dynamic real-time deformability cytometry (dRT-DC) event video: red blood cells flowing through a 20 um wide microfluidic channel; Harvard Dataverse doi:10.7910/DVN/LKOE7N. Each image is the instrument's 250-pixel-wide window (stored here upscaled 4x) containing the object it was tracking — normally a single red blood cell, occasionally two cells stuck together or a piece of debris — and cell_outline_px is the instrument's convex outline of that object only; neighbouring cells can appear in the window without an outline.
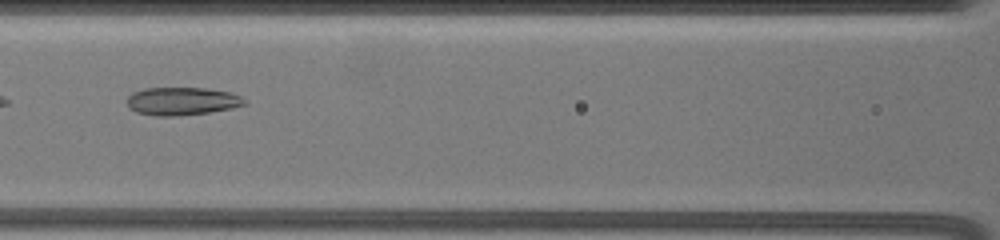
{"species": "common noctule bat (a hibernating species)", "species_latin": "Nyctalus noctula", "temperature_condition": "warm", "stored_images_in_passage": 38, "camera_frame_rate_fps": 3000, "um_per_image_px": 0.085, "animal": {"sex": "female", "body_mass_g": 19.5, "forearm_length_mm": 54.1}, "frame": {"image": 1, "passage_image": 20, "time_ms": 8.333, "image_size_px": [1000, 240], "cell_outline_px": [[244, 104], [228, 108], [208, 112], [172, 116], [156, 116], [136, 112], [128, 108], [124, 100], [132, 92], [144, 88], [204, 88], [228, 92], [240, 96], [244, 100]], "centroid_in_image_um": [15.33, 8.59], "position_along_channel_um": 151.3, "area_um2": 18.96}}
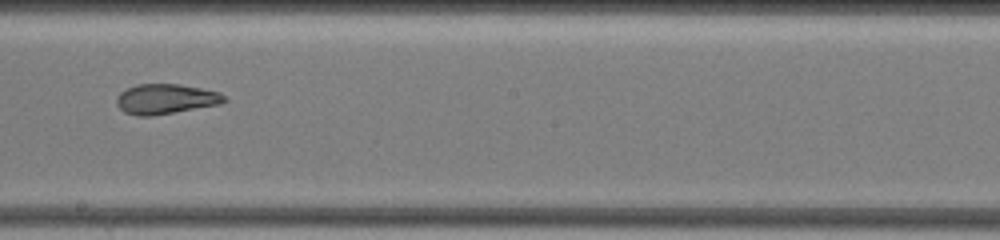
{"frame": {"image": 2, "passage_image": 24, "time_ms": 10.667, "image_size_px": [1000, 240], "cell_outline_px": [[228, 100], [220, 104], [152, 116], [136, 116], [124, 112], [116, 104], [116, 96], [120, 92], [136, 84], [180, 84], [220, 92]], "centroid_in_image_um": [14.06, 8.41], "position_along_channel_um": 234.1, "area_um2": 18.9}}
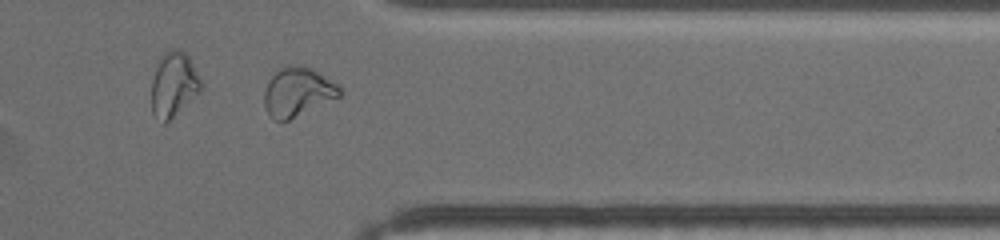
{"frame": {"image": 3, "passage_image": 32, "time_ms": 15.0, "image_size_px": [1000, 240], "cell_outline_px": [[340, 96], [288, 120], [272, 120], [268, 116], [264, 104], [264, 92], [268, 80], [280, 68], [308, 68], [316, 72], [336, 84], [340, 88]], "centroid_in_image_um": [25.24, 7.88], "position_along_channel_um": 386.2, "area_um2": 20.58}, "authors_computed_cell_mechanics": {"area_um2": 22.4842, "velocity_mm_per_s": 3.5579, "shape_relaxation_time_tau1_ms": null, "shape_relaxation_time_tau2_ms": 2.4782, "deformation_change_tau1": null, "deformation_change_tau2": 0.0804}}